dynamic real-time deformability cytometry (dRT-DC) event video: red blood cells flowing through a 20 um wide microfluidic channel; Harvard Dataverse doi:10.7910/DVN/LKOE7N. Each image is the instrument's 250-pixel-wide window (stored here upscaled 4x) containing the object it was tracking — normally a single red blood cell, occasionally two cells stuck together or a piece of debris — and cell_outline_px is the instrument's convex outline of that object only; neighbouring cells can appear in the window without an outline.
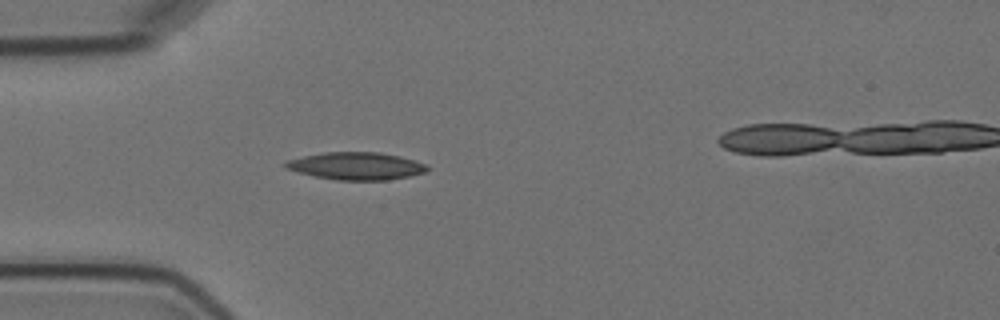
{"species": "Egyptian fruit bat (a non-hibernating species)", "species_latin": "Rousettus aegyptiacus", "temperature_condition": "cold", "stored_images_in_passage": 4, "camera_frame_rate_fps": 3000, "um_per_image_px": 0.085, "animal": {"sex": "female"}, "frame": {"image": 1, "passage_image": 3, "time_ms": 2.0, "image_size_px": [1000, 320], "cell_outline_px": [[428, 168], [424, 172], [408, 176], [388, 180], [336, 180], [312, 176], [284, 168], [284, 160], [324, 152], [380, 152], [400, 156], [428, 164]], "centroid_in_image_um": [30.24, 14.1], "position_along_channel_um": 54.8, "area_um2": 22.83}}